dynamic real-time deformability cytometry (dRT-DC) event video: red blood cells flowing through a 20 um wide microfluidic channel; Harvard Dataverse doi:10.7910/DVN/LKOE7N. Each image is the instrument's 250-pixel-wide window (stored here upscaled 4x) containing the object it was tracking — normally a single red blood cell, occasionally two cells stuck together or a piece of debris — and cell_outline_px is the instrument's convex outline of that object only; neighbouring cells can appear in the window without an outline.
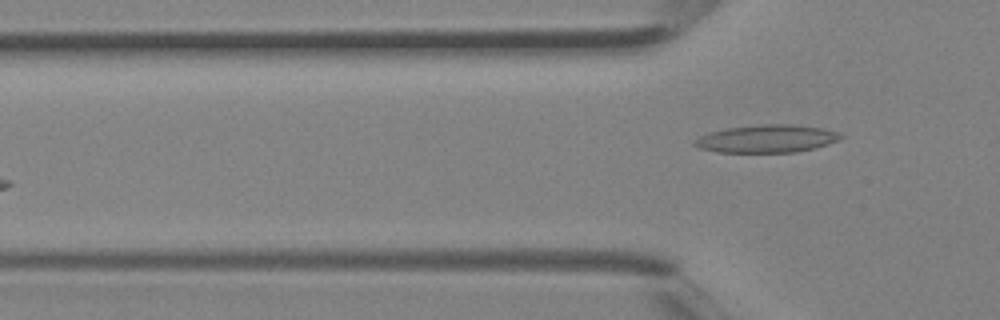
{"species": "Egyptian fruit bat (a non-hibernating species)", "species_latin": "Rousettus aegyptiacus", "temperature_condition": "room temperature", "stored_images_in_passage": 5, "camera_frame_rate_fps": 3000, "um_per_image_px": 0.085, "animal": {"sex": "female"}, "frame": {"image": 1, "passage_image": 5, "time_ms": 1.333, "image_size_px": [1000, 320], "cell_outline_px": [[844, 136], [840, 140], [828, 144], [796, 152], [716, 152], [700, 148], [692, 144], [692, 140], [700, 136], [712, 132], [728, 128], [764, 124], [792, 124], [824, 128], [836, 132]], "centroid_in_image_um": [65.18, 11.79], "position_along_channel_um": 60.6, "area_um2": 23.52}}